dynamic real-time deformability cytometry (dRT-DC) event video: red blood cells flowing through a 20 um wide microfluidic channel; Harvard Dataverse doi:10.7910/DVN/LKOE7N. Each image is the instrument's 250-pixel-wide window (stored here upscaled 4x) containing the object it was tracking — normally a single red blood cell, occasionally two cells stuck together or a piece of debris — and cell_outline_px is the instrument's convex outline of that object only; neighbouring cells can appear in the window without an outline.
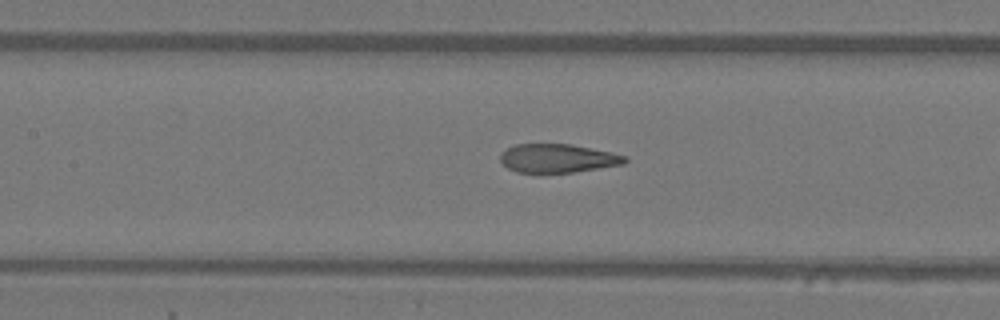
{"species": "Egyptian fruit bat (a non-hibernating species)", "species_latin": "Rousettus aegyptiacus", "temperature_condition": "warm", "stored_images_in_passage": 40, "camera_frame_rate_fps": 3000, "um_per_image_px": 0.085, "animal": {"sex": "female"}, "frame": {"image": 1, "passage_image": 23, "time_ms": 7.333, "image_size_px": [1000, 320], "cell_outline_px": [[628, 160], [624, 164], [572, 172], [516, 172], [508, 168], [500, 160], [500, 152], [516, 144], [572, 144], [612, 152], [628, 156]], "centroid_in_image_um": [47.42, 13.44], "position_along_channel_um": 160.0, "area_um2": 20.75}}
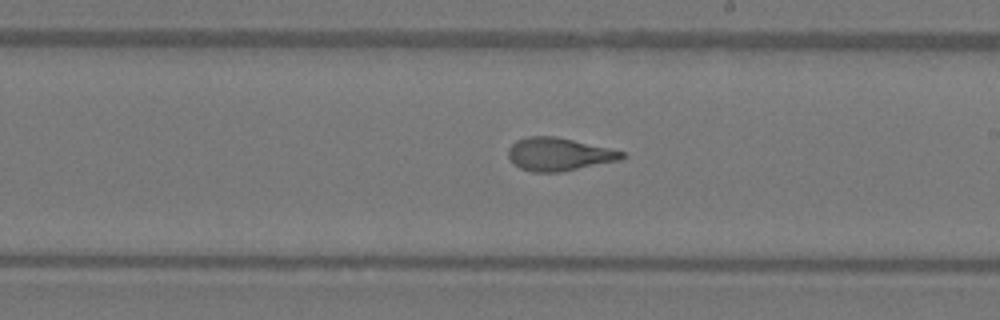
{"frame": {"image": 2, "passage_image": 29, "time_ms": 9.333, "image_size_px": [1000, 320], "cell_outline_px": [[628, 156], [620, 160], [560, 172], [532, 172], [520, 168], [508, 156], [508, 148], [516, 140], [528, 136], [556, 136], [608, 148], [624, 152]], "centroid_in_image_um": [47.5, 13.11], "position_along_channel_um": 241.5, "area_um2": 21.73}}